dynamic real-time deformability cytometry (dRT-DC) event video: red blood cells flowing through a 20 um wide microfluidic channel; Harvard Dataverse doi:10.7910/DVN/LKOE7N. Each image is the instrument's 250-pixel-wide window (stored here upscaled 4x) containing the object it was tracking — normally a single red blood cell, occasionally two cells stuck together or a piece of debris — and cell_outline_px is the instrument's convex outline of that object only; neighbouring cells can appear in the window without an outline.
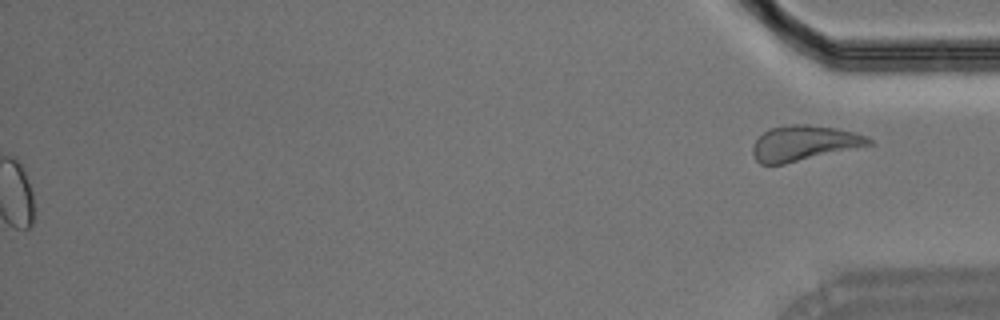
{"species": "Egyptian fruit bat (a non-hibernating species)", "species_latin": "Rousettus aegyptiacus", "temperature_condition": "room temperature", "stored_images_in_passage": 32, "camera_frame_rate_fps": 3000, "um_per_image_px": 0.085, "animal": {"sex": "male"}, "frame": {"image": 1, "passage_image": 32, "time_ms": 10.333, "image_size_px": [1000, 320], "cell_outline_px": [[872, 144], [784, 164], [760, 164], [756, 160], [752, 152], [752, 148], [756, 140], [764, 132], [772, 128], [792, 124], [808, 124], [836, 128], [856, 132], [868, 136], [872, 140]], "centroid_in_image_um": [68.35, 12.16], "position_along_channel_um": 366.9, "area_um2": 23.58}}